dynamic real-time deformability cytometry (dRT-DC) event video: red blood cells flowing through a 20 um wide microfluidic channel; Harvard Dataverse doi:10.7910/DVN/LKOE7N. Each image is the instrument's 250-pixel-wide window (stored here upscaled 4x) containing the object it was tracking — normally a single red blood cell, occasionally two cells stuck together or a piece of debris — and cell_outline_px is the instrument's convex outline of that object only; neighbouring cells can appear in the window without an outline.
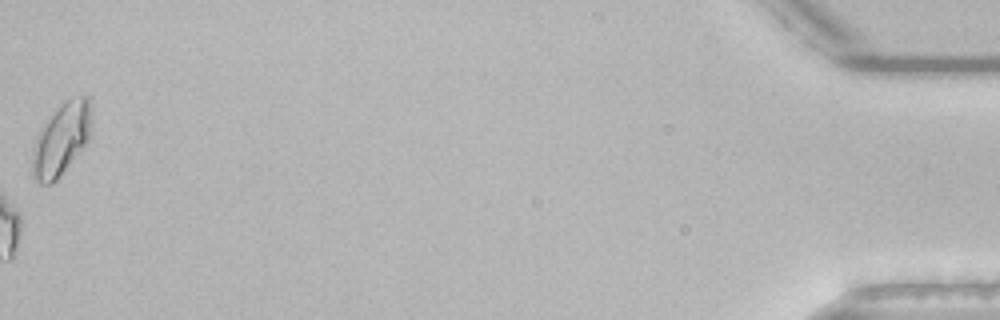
{"species": "common noctule bat (a hibernating species)", "species_latin": "Nyctalus noctula", "temperature_condition": "room temperature", "stored_images_in_passage": 53, "camera_frame_rate_fps": 3000, "um_per_image_px": 0.085, "animal": {"sex": "male", "body_mass_g": 21.5, "forearm_length_mm": 52.0}, "frame": {"image": 1, "passage_image": 53, "time_ms": 17.333, "image_size_px": [1000, 320], "cell_outline_px": [[92, 136], [88, 144], [60, 176], [52, 184], [40, 184], [32, 176], [32, 148], [40, 128], [60, 100], [80, 96], [88, 96], [92, 112]], "centroid_in_image_um": [5.24, 11.8], "position_along_channel_um": 430.0, "area_um2": 26.01}, "authors_computed_cell_mechanics": {"area_um2": 20.6924, "velocity_mm_per_s": 3.8278, "shape_relaxation_time_tau1_ms": 6.023, "shape_relaxation_time_tau2_ms": null, "deformation_change_tau1": 0.1562, "deformation_change_tau2": null}}